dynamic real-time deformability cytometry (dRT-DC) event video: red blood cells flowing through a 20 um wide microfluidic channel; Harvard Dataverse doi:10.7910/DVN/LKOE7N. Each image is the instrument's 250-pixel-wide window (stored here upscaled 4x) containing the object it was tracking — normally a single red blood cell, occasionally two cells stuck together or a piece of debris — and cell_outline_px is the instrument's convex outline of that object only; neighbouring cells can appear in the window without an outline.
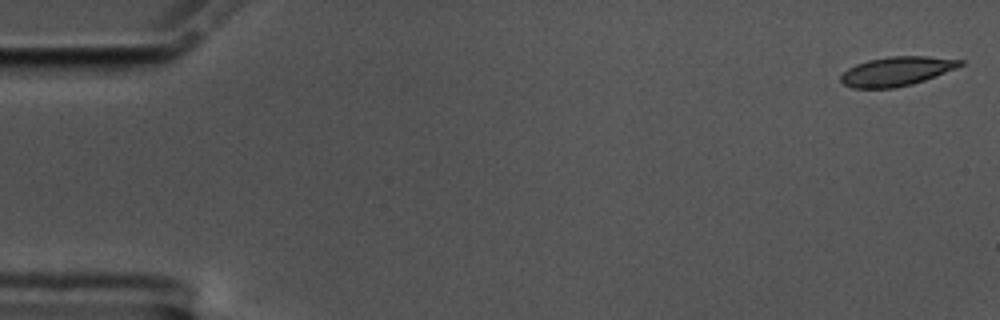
{"species": "common noctule bat (a hibernating species)", "species_latin": "Nyctalus noctula", "temperature_condition": "cold", "stored_images_in_passage": 16, "camera_frame_rate_fps": 3000, "um_per_image_px": 0.085, "animal": {"sex": "male", "body_mass_g": 17.5, "forearm_length_mm": 52.3}, "frame": {"image": 1, "passage_image": 1, "time_ms": 0.0, "image_size_px": [1000, 320], "cell_outline_px": [[964, 64], [956, 68], [924, 80], [912, 84], [896, 88], [852, 88], [844, 84], [840, 80], [840, 76], [848, 68], [856, 64], [868, 60], [888, 56], [928, 56], [964, 60]], "centroid_in_image_um": [76.2, 6.05], "position_along_channel_um": 8.8, "area_um2": 20.29}}
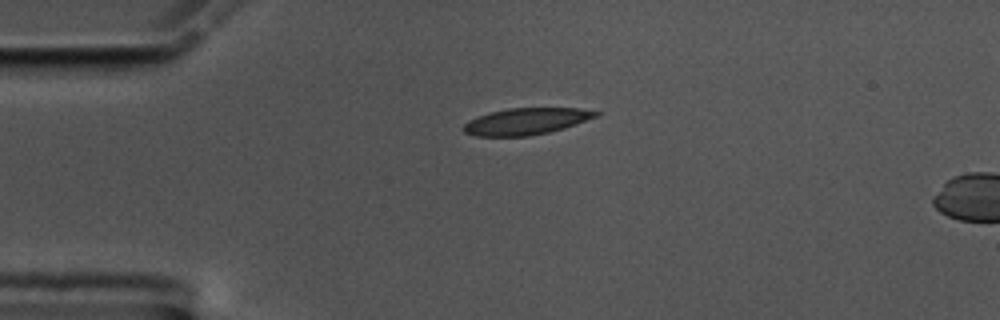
{"frame": {"image": 2, "passage_image": 13, "time_ms": 4.0, "image_size_px": [1000, 320], "cell_outline_px": [[600, 112], [596, 116], [576, 124], [564, 128], [548, 132], [528, 136], [476, 136], [464, 132], [464, 124], [468, 120], [488, 112], [508, 108], [580, 108]], "centroid_in_image_um": [44.69, 10.31], "position_along_channel_um": 40.3, "area_um2": 20.4}}